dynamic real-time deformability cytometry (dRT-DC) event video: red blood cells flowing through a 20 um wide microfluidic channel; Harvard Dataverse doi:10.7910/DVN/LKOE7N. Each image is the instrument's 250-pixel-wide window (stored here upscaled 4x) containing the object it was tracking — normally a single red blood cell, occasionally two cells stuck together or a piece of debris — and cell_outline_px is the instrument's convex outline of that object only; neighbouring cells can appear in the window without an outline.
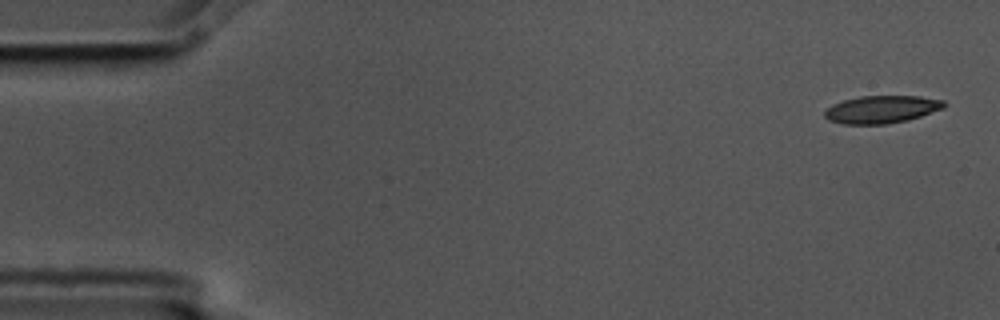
{"species": "common noctule bat (a hibernating species)", "species_latin": "Nyctalus noctula", "temperature_condition": "cold", "stored_images_in_passage": 4, "camera_frame_rate_fps": 3000, "um_per_image_px": 0.085, "animal": {"sex": "male", "body_mass_g": 17.5, "forearm_length_mm": 52.3}, "frame": {"image": 1, "passage_image": 1, "time_ms": 0.0, "image_size_px": [1000, 320], "cell_outline_px": [[944, 108], [908, 120], [884, 124], [840, 124], [828, 120], [824, 116], [824, 112], [832, 104], [844, 100], [860, 96], [920, 96], [944, 100]], "centroid_in_image_um": [74.91, 9.3], "position_along_channel_um": 10.1, "area_um2": 19.19}}